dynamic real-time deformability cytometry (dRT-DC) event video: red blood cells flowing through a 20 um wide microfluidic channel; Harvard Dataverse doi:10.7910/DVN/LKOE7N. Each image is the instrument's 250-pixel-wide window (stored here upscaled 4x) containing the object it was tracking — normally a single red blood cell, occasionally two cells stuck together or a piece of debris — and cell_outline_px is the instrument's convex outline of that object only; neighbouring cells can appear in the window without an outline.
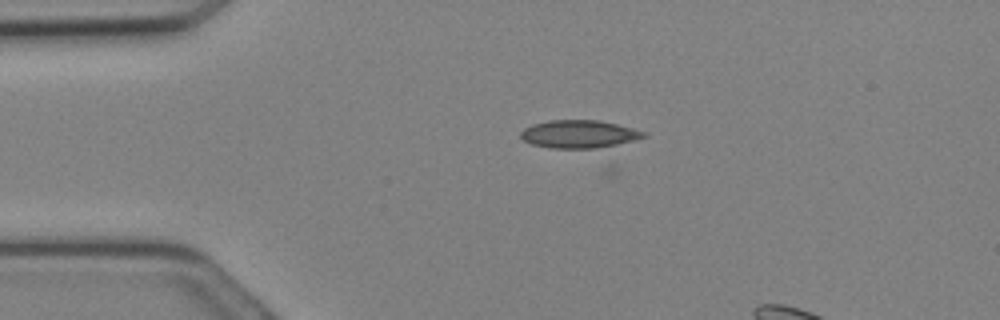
{"species": "Egyptian fruit bat (a non-hibernating species)", "species_latin": "Rousettus aegyptiacus", "temperature_condition": "cold", "stored_images_in_passage": 13, "camera_frame_rate_fps": 3000, "um_per_image_px": 0.085, "animal": {"sex": "female"}, "frame": {"image": 1, "passage_image": 9, "time_ms": 2.667, "image_size_px": [1000, 320], "cell_outline_px": [[648, 136], [616, 144], [596, 148], [552, 148], [532, 144], [524, 140], [520, 136], [520, 132], [524, 128], [532, 124], [548, 120], [600, 120], [632, 128], [644, 132]], "centroid_in_image_um": [49.17, 11.38], "position_along_channel_um": 35.8, "area_um2": 19.77}}